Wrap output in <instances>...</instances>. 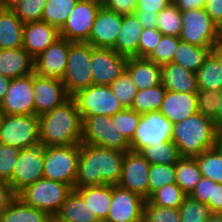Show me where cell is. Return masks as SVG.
I'll list each match as a JSON object with an SVG mask.
<instances>
[{"instance_id": "6da1fadb", "label": "cell", "mask_w": 222, "mask_h": 222, "mask_svg": "<svg viewBox=\"0 0 222 222\" xmlns=\"http://www.w3.org/2000/svg\"><path fill=\"white\" fill-rule=\"evenodd\" d=\"M124 155L123 151L81 142L74 188L118 184Z\"/></svg>"}, {"instance_id": "7a4b0ae2", "label": "cell", "mask_w": 222, "mask_h": 222, "mask_svg": "<svg viewBox=\"0 0 222 222\" xmlns=\"http://www.w3.org/2000/svg\"><path fill=\"white\" fill-rule=\"evenodd\" d=\"M38 117L39 139L45 147L82 142V119L72 97Z\"/></svg>"}, {"instance_id": "3957f363", "label": "cell", "mask_w": 222, "mask_h": 222, "mask_svg": "<svg viewBox=\"0 0 222 222\" xmlns=\"http://www.w3.org/2000/svg\"><path fill=\"white\" fill-rule=\"evenodd\" d=\"M217 129L214 121L199 112L173 124L172 142L181 157H196L216 146Z\"/></svg>"}, {"instance_id": "277c9868", "label": "cell", "mask_w": 222, "mask_h": 222, "mask_svg": "<svg viewBox=\"0 0 222 222\" xmlns=\"http://www.w3.org/2000/svg\"><path fill=\"white\" fill-rule=\"evenodd\" d=\"M94 47L87 42H70L65 74L61 81L70 97L93 84L91 56Z\"/></svg>"}, {"instance_id": "5b68a950", "label": "cell", "mask_w": 222, "mask_h": 222, "mask_svg": "<svg viewBox=\"0 0 222 222\" xmlns=\"http://www.w3.org/2000/svg\"><path fill=\"white\" fill-rule=\"evenodd\" d=\"M80 144L44 148L43 178L65 183L74 189Z\"/></svg>"}, {"instance_id": "8992f818", "label": "cell", "mask_w": 222, "mask_h": 222, "mask_svg": "<svg viewBox=\"0 0 222 222\" xmlns=\"http://www.w3.org/2000/svg\"><path fill=\"white\" fill-rule=\"evenodd\" d=\"M73 188L65 183L41 178L27 186L17 196L31 207L54 217Z\"/></svg>"}, {"instance_id": "52a82bcc", "label": "cell", "mask_w": 222, "mask_h": 222, "mask_svg": "<svg viewBox=\"0 0 222 222\" xmlns=\"http://www.w3.org/2000/svg\"><path fill=\"white\" fill-rule=\"evenodd\" d=\"M82 142L123 152L130 150V142L117 133L116 121L109 116H81Z\"/></svg>"}, {"instance_id": "ba28073f", "label": "cell", "mask_w": 222, "mask_h": 222, "mask_svg": "<svg viewBox=\"0 0 222 222\" xmlns=\"http://www.w3.org/2000/svg\"><path fill=\"white\" fill-rule=\"evenodd\" d=\"M0 143L20 150L39 144L38 115L4 114L0 125Z\"/></svg>"}, {"instance_id": "9c48e42d", "label": "cell", "mask_w": 222, "mask_h": 222, "mask_svg": "<svg viewBox=\"0 0 222 222\" xmlns=\"http://www.w3.org/2000/svg\"><path fill=\"white\" fill-rule=\"evenodd\" d=\"M181 41L200 47H213L222 39V30L204 8L182 12Z\"/></svg>"}, {"instance_id": "30bf717a", "label": "cell", "mask_w": 222, "mask_h": 222, "mask_svg": "<svg viewBox=\"0 0 222 222\" xmlns=\"http://www.w3.org/2000/svg\"><path fill=\"white\" fill-rule=\"evenodd\" d=\"M80 116L105 115L112 117L124 107L113 93L110 85H96L78 91L72 96Z\"/></svg>"}, {"instance_id": "8fae6325", "label": "cell", "mask_w": 222, "mask_h": 222, "mask_svg": "<svg viewBox=\"0 0 222 222\" xmlns=\"http://www.w3.org/2000/svg\"><path fill=\"white\" fill-rule=\"evenodd\" d=\"M173 123L159 110L141 114L140 121L130 142V150L172 141Z\"/></svg>"}, {"instance_id": "7c38bea8", "label": "cell", "mask_w": 222, "mask_h": 222, "mask_svg": "<svg viewBox=\"0 0 222 222\" xmlns=\"http://www.w3.org/2000/svg\"><path fill=\"white\" fill-rule=\"evenodd\" d=\"M44 148L41 143L21 149L9 181L14 193L18 195L27 186L43 178Z\"/></svg>"}, {"instance_id": "4fadbf2b", "label": "cell", "mask_w": 222, "mask_h": 222, "mask_svg": "<svg viewBox=\"0 0 222 222\" xmlns=\"http://www.w3.org/2000/svg\"><path fill=\"white\" fill-rule=\"evenodd\" d=\"M101 6L94 0H79L59 30L60 36L70 42H87Z\"/></svg>"}, {"instance_id": "5bb4252c", "label": "cell", "mask_w": 222, "mask_h": 222, "mask_svg": "<svg viewBox=\"0 0 222 222\" xmlns=\"http://www.w3.org/2000/svg\"><path fill=\"white\" fill-rule=\"evenodd\" d=\"M150 165L139 152L132 150L125 152L121 176L117 185L137 193L147 200L149 198Z\"/></svg>"}, {"instance_id": "9a60e30c", "label": "cell", "mask_w": 222, "mask_h": 222, "mask_svg": "<svg viewBox=\"0 0 222 222\" xmlns=\"http://www.w3.org/2000/svg\"><path fill=\"white\" fill-rule=\"evenodd\" d=\"M145 199L137 193L112 185V200L106 222H140L144 219Z\"/></svg>"}, {"instance_id": "2e32d148", "label": "cell", "mask_w": 222, "mask_h": 222, "mask_svg": "<svg viewBox=\"0 0 222 222\" xmlns=\"http://www.w3.org/2000/svg\"><path fill=\"white\" fill-rule=\"evenodd\" d=\"M128 58L111 48L92 49L91 71L93 84L111 85L126 71Z\"/></svg>"}, {"instance_id": "e0dca14e", "label": "cell", "mask_w": 222, "mask_h": 222, "mask_svg": "<svg viewBox=\"0 0 222 222\" xmlns=\"http://www.w3.org/2000/svg\"><path fill=\"white\" fill-rule=\"evenodd\" d=\"M34 114L41 115L67 101L68 95L60 79L33 73Z\"/></svg>"}, {"instance_id": "ac0fdd59", "label": "cell", "mask_w": 222, "mask_h": 222, "mask_svg": "<svg viewBox=\"0 0 222 222\" xmlns=\"http://www.w3.org/2000/svg\"><path fill=\"white\" fill-rule=\"evenodd\" d=\"M33 74L11 79L0 109L7 115L34 114Z\"/></svg>"}, {"instance_id": "d6986e66", "label": "cell", "mask_w": 222, "mask_h": 222, "mask_svg": "<svg viewBox=\"0 0 222 222\" xmlns=\"http://www.w3.org/2000/svg\"><path fill=\"white\" fill-rule=\"evenodd\" d=\"M68 51L69 41L60 36L34 59V73L61 80L65 74Z\"/></svg>"}, {"instance_id": "ffe728a7", "label": "cell", "mask_w": 222, "mask_h": 222, "mask_svg": "<svg viewBox=\"0 0 222 222\" xmlns=\"http://www.w3.org/2000/svg\"><path fill=\"white\" fill-rule=\"evenodd\" d=\"M122 26V15L101 6L87 43L96 48H113Z\"/></svg>"}, {"instance_id": "44dd1931", "label": "cell", "mask_w": 222, "mask_h": 222, "mask_svg": "<svg viewBox=\"0 0 222 222\" xmlns=\"http://www.w3.org/2000/svg\"><path fill=\"white\" fill-rule=\"evenodd\" d=\"M60 37L59 30L44 22L24 24L23 48L35 59Z\"/></svg>"}, {"instance_id": "7402d4cb", "label": "cell", "mask_w": 222, "mask_h": 222, "mask_svg": "<svg viewBox=\"0 0 222 222\" xmlns=\"http://www.w3.org/2000/svg\"><path fill=\"white\" fill-rule=\"evenodd\" d=\"M159 111L173 124L198 112L196 93L166 91Z\"/></svg>"}, {"instance_id": "603a6c76", "label": "cell", "mask_w": 222, "mask_h": 222, "mask_svg": "<svg viewBox=\"0 0 222 222\" xmlns=\"http://www.w3.org/2000/svg\"><path fill=\"white\" fill-rule=\"evenodd\" d=\"M34 73V58L23 48L0 49V75L14 79Z\"/></svg>"}, {"instance_id": "cb8c5ba5", "label": "cell", "mask_w": 222, "mask_h": 222, "mask_svg": "<svg viewBox=\"0 0 222 222\" xmlns=\"http://www.w3.org/2000/svg\"><path fill=\"white\" fill-rule=\"evenodd\" d=\"M143 29L134 13L122 15V26L112 49L127 58L138 57L139 39Z\"/></svg>"}, {"instance_id": "d4e9b609", "label": "cell", "mask_w": 222, "mask_h": 222, "mask_svg": "<svg viewBox=\"0 0 222 222\" xmlns=\"http://www.w3.org/2000/svg\"><path fill=\"white\" fill-rule=\"evenodd\" d=\"M126 71L137 90L153 88L161 84V66L147 58H128Z\"/></svg>"}, {"instance_id": "484cf974", "label": "cell", "mask_w": 222, "mask_h": 222, "mask_svg": "<svg viewBox=\"0 0 222 222\" xmlns=\"http://www.w3.org/2000/svg\"><path fill=\"white\" fill-rule=\"evenodd\" d=\"M161 84L167 91L196 93V74L176 63L161 66Z\"/></svg>"}, {"instance_id": "4316f807", "label": "cell", "mask_w": 222, "mask_h": 222, "mask_svg": "<svg viewBox=\"0 0 222 222\" xmlns=\"http://www.w3.org/2000/svg\"><path fill=\"white\" fill-rule=\"evenodd\" d=\"M24 23L12 9L0 8V49L23 47Z\"/></svg>"}, {"instance_id": "83f0119b", "label": "cell", "mask_w": 222, "mask_h": 222, "mask_svg": "<svg viewBox=\"0 0 222 222\" xmlns=\"http://www.w3.org/2000/svg\"><path fill=\"white\" fill-rule=\"evenodd\" d=\"M87 203L91 213L97 219L106 220L112 200V185L102 184L84 188H74Z\"/></svg>"}, {"instance_id": "f1b7e54d", "label": "cell", "mask_w": 222, "mask_h": 222, "mask_svg": "<svg viewBox=\"0 0 222 222\" xmlns=\"http://www.w3.org/2000/svg\"><path fill=\"white\" fill-rule=\"evenodd\" d=\"M50 219L48 213L29 206L18 196L0 213V222H49Z\"/></svg>"}, {"instance_id": "f546056e", "label": "cell", "mask_w": 222, "mask_h": 222, "mask_svg": "<svg viewBox=\"0 0 222 222\" xmlns=\"http://www.w3.org/2000/svg\"><path fill=\"white\" fill-rule=\"evenodd\" d=\"M54 217L60 222H93L97 219L82 196L74 189Z\"/></svg>"}, {"instance_id": "4dcf8cb0", "label": "cell", "mask_w": 222, "mask_h": 222, "mask_svg": "<svg viewBox=\"0 0 222 222\" xmlns=\"http://www.w3.org/2000/svg\"><path fill=\"white\" fill-rule=\"evenodd\" d=\"M213 47H200L179 41L171 63H176L183 68L196 73L202 66L205 58Z\"/></svg>"}, {"instance_id": "1f68e13d", "label": "cell", "mask_w": 222, "mask_h": 222, "mask_svg": "<svg viewBox=\"0 0 222 222\" xmlns=\"http://www.w3.org/2000/svg\"><path fill=\"white\" fill-rule=\"evenodd\" d=\"M198 89L219 92L222 90V67L218 58L210 52L195 73Z\"/></svg>"}, {"instance_id": "d6a6232c", "label": "cell", "mask_w": 222, "mask_h": 222, "mask_svg": "<svg viewBox=\"0 0 222 222\" xmlns=\"http://www.w3.org/2000/svg\"><path fill=\"white\" fill-rule=\"evenodd\" d=\"M175 177L176 184L189 195L203 177L195 157H181L175 164Z\"/></svg>"}, {"instance_id": "836d02e7", "label": "cell", "mask_w": 222, "mask_h": 222, "mask_svg": "<svg viewBox=\"0 0 222 222\" xmlns=\"http://www.w3.org/2000/svg\"><path fill=\"white\" fill-rule=\"evenodd\" d=\"M138 152L151 165H172L176 164L181 158L178 147L172 141L142 147Z\"/></svg>"}, {"instance_id": "e575fe53", "label": "cell", "mask_w": 222, "mask_h": 222, "mask_svg": "<svg viewBox=\"0 0 222 222\" xmlns=\"http://www.w3.org/2000/svg\"><path fill=\"white\" fill-rule=\"evenodd\" d=\"M78 1L79 0H48L42 13L41 21L60 30Z\"/></svg>"}, {"instance_id": "d590c367", "label": "cell", "mask_w": 222, "mask_h": 222, "mask_svg": "<svg viewBox=\"0 0 222 222\" xmlns=\"http://www.w3.org/2000/svg\"><path fill=\"white\" fill-rule=\"evenodd\" d=\"M166 91L167 90L162 84H159L153 88L137 90L131 105V109L135 110L139 114L159 110Z\"/></svg>"}, {"instance_id": "8d00e7d4", "label": "cell", "mask_w": 222, "mask_h": 222, "mask_svg": "<svg viewBox=\"0 0 222 222\" xmlns=\"http://www.w3.org/2000/svg\"><path fill=\"white\" fill-rule=\"evenodd\" d=\"M203 177L222 184V151L213 147L195 157Z\"/></svg>"}, {"instance_id": "74e56055", "label": "cell", "mask_w": 222, "mask_h": 222, "mask_svg": "<svg viewBox=\"0 0 222 222\" xmlns=\"http://www.w3.org/2000/svg\"><path fill=\"white\" fill-rule=\"evenodd\" d=\"M186 196L176 183H172L154 191L148 200L159 207L179 209Z\"/></svg>"}, {"instance_id": "f35d334b", "label": "cell", "mask_w": 222, "mask_h": 222, "mask_svg": "<svg viewBox=\"0 0 222 222\" xmlns=\"http://www.w3.org/2000/svg\"><path fill=\"white\" fill-rule=\"evenodd\" d=\"M182 23V12L173 3H170L158 13L156 28L162 35L179 37L182 30Z\"/></svg>"}, {"instance_id": "ab89813d", "label": "cell", "mask_w": 222, "mask_h": 222, "mask_svg": "<svg viewBox=\"0 0 222 222\" xmlns=\"http://www.w3.org/2000/svg\"><path fill=\"white\" fill-rule=\"evenodd\" d=\"M181 222H205L212 214L209 206L187 195L179 207Z\"/></svg>"}, {"instance_id": "60d3db41", "label": "cell", "mask_w": 222, "mask_h": 222, "mask_svg": "<svg viewBox=\"0 0 222 222\" xmlns=\"http://www.w3.org/2000/svg\"><path fill=\"white\" fill-rule=\"evenodd\" d=\"M149 197L157 189L167 184L176 183L175 164H152L148 174Z\"/></svg>"}, {"instance_id": "b9f144b4", "label": "cell", "mask_w": 222, "mask_h": 222, "mask_svg": "<svg viewBox=\"0 0 222 222\" xmlns=\"http://www.w3.org/2000/svg\"><path fill=\"white\" fill-rule=\"evenodd\" d=\"M180 40L181 39L176 36L162 35V38L147 59L159 66L171 63Z\"/></svg>"}, {"instance_id": "7bdbcfd3", "label": "cell", "mask_w": 222, "mask_h": 222, "mask_svg": "<svg viewBox=\"0 0 222 222\" xmlns=\"http://www.w3.org/2000/svg\"><path fill=\"white\" fill-rule=\"evenodd\" d=\"M110 87L123 107L131 108L137 88L127 71L123 72Z\"/></svg>"}, {"instance_id": "ee69618b", "label": "cell", "mask_w": 222, "mask_h": 222, "mask_svg": "<svg viewBox=\"0 0 222 222\" xmlns=\"http://www.w3.org/2000/svg\"><path fill=\"white\" fill-rule=\"evenodd\" d=\"M111 118L113 121H116V132L121 133L128 141H130L138 126L141 114L131 108H124L121 112L116 113Z\"/></svg>"}, {"instance_id": "f6af8a7d", "label": "cell", "mask_w": 222, "mask_h": 222, "mask_svg": "<svg viewBox=\"0 0 222 222\" xmlns=\"http://www.w3.org/2000/svg\"><path fill=\"white\" fill-rule=\"evenodd\" d=\"M48 0H21L12 10L25 24L41 21V16Z\"/></svg>"}, {"instance_id": "bcb514c9", "label": "cell", "mask_w": 222, "mask_h": 222, "mask_svg": "<svg viewBox=\"0 0 222 222\" xmlns=\"http://www.w3.org/2000/svg\"><path fill=\"white\" fill-rule=\"evenodd\" d=\"M196 96L198 112L204 117L215 121L219 108L220 91L215 92L211 90L198 89Z\"/></svg>"}, {"instance_id": "7dc6e473", "label": "cell", "mask_w": 222, "mask_h": 222, "mask_svg": "<svg viewBox=\"0 0 222 222\" xmlns=\"http://www.w3.org/2000/svg\"><path fill=\"white\" fill-rule=\"evenodd\" d=\"M144 220L147 222H181L179 209L159 207L148 199L144 204Z\"/></svg>"}, {"instance_id": "c3c4849f", "label": "cell", "mask_w": 222, "mask_h": 222, "mask_svg": "<svg viewBox=\"0 0 222 222\" xmlns=\"http://www.w3.org/2000/svg\"><path fill=\"white\" fill-rule=\"evenodd\" d=\"M20 149L0 143V179L9 182L15 164L18 160Z\"/></svg>"}, {"instance_id": "681fc988", "label": "cell", "mask_w": 222, "mask_h": 222, "mask_svg": "<svg viewBox=\"0 0 222 222\" xmlns=\"http://www.w3.org/2000/svg\"><path fill=\"white\" fill-rule=\"evenodd\" d=\"M161 38L162 34L157 30V28L143 29L139 39L138 58H147L155 49Z\"/></svg>"}, {"instance_id": "f907efd6", "label": "cell", "mask_w": 222, "mask_h": 222, "mask_svg": "<svg viewBox=\"0 0 222 222\" xmlns=\"http://www.w3.org/2000/svg\"><path fill=\"white\" fill-rule=\"evenodd\" d=\"M213 183V180L202 177V179L196 184V187L191 191L189 196L193 199H196L200 203L207 204L209 199L212 198Z\"/></svg>"}, {"instance_id": "816d5d0a", "label": "cell", "mask_w": 222, "mask_h": 222, "mask_svg": "<svg viewBox=\"0 0 222 222\" xmlns=\"http://www.w3.org/2000/svg\"><path fill=\"white\" fill-rule=\"evenodd\" d=\"M170 3H172V0H137L135 11L158 14Z\"/></svg>"}, {"instance_id": "f5cc1de1", "label": "cell", "mask_w": 222, "mask_h": 222, "mask_svg": "<svg viewBox=\"0 0 222 222\" xmlns=\"http://www.w3.org/2000/svg\"><path fill=\"white\" fill-rule=\"evenodd\" d=\"M136 2L137 0H108L104 6L120 15H128L135 12Z\"/></svg>"}, {"instance_id": "db71d44e", "label": "cell", "mask_w": 222, "mask_h": 222, "mask_svg": "<svg viewBox=\"0 0 222 222\" xmlns=\"http://www.w3.org/2000/svg\"><path fill=\"white\" fill-rule=\"evenodd\" d=\"M204 10L211 20L222 30V0H207Z\"/></svg>"}, {"instance_id": "11a10c76", "label": "cell", "mask_w": 222, "mask_h": 222, "mask_svg": "<svg viewBox=\"0 0 222 222\" xmlns=\"http://www.w3.org/2000/svg\"><path fill=\"white\" fill-rule=\"evenodd\" d=\"M16 196L9 182L0 179V213L9 206Z\"/></svg>"}, {"instance_id": "9f6ffc18", "label": "cell", "mask_w": 222, "mask_h": 222, "mask_svg": "<svg viewBox=\"0 0 222 222\" xmlns=\"http://www.w3.org/2000/svg\"><path fill=\"white\" fill-rule=\"evenodd\" d=\"M212 213H222V184L213 183L212 198L207 203Z\"/></svg>"}, {"instance_id": "6f0895ef", "label": "cell", "mask_w": 222, "mask_h": 222, "mask_svg": "<svg viewBox=\"0 0 222 222\" xmlns=\"http://www.w3.org/2000/svg\"><path fill=\"white\" fill-rule=\"evenodd\" d=\"M206 2L207 0H172L180 12L204 8Z\"/></svg>"}, {"instance_id": "680465c9", "label": "cell", "mask_w": 222, "mask_h": 222, "mask_svg": "<svg viewBox=\"0 0 222 222\" xmlns=\"http://www.w3.org/2000/svg\"><path fill=\"white\" fill-rule=\"evenodd\" d=\"M138 21L144 29H153L157 27L158 14L156 13H143L142 11H135Z\"/></svg>"}, {"instance_id": "91938a15", "label": "cell", "mask_w": 222, "mask_h": 222, "mask_svg": "<svg viewBox=\"0 0 222 222\" xmlns=\"http://www.w3.org/2000/svg\"><path fill=\"white\" fill-rule=\"evenodd\" d=\"M10 84H11L10 78L0 75V102L6 96V93L9 90Z\"/></svg>"}, {"instance_id": "94428289", "label": "cell", "mask_w": 222, "mask_h": 222, "mask_svg": "<svg viewBox=\"0 0 222 222\" xmlns=\"http://www.w3.org/2000/svg\"><path fill=\"white\" fill-rule=\"evenodd\" d=\"M216 129L222 127V90L220 91V98H219V108L217 111L216 119L214 121Z\"/></svg>"}, {"instance_id": "6125c7cd", "label": "cell", "mask_w": 222, "mask_h": 222, "mask_svg": "<svg viewBox=\"0 0 222 222\" xmlns=\"http://www.w3.org/2000/svg\"><path fill=\"white\" fill-rule=\"evenodd\" d=\"M211 52L218 58L222 67V39L213 46Z\"/></svg>"}, {"instance_id": "be15d7a7", "label": "cell", "mask_w": 222, "mask_h": 222, "mask_svg": "<svg viewBox=\"0 0 222 222\" xmlns=\"http://www.w3.org/2000/svg\"><path fill=\"white\" fill-rule=\"evenodd\" d=\"M21 0H0V8L12 9L15 7Z\"/></svg>"}, {"instance_id": "e7e4bbea", "label": "cell", "mask_w": 222, "mask_h": 222, "mask_svg": "<svg viewBox=\"0 0 222 222\" xmlns=\"http://www.w3.org/2000/svg\"><path fill=\"white\" fill-rule=\"evenodd\" d=\"M205 222H222V213H212Z\"/></svg>"}, {"instance_id": "03108f58", "label": "cell", "mask_w": 222, "mask_h": 222, "mask_svg": "<svg viewBox=\"0 0 222 222\" xmlns=\"http://www.w3.org/2000/svg\"><path fill=\"white\" fill-rule=\"evenodd\" d=\"M216 146L222 151V127L217 129Z\"/></svg>"}, {"instance_id": "003e7915", "label": "cell", "mask_w": 222, "mask_h": 222, "mask_svg": "<svg viewBox=\"0 0 222 222\" xmlns=\"http://www.w3.org/2000/svg\"><path fill=\"white\" fill-rule=\"evenodd\" d=\"M94 1L104 6L108 0H94Z\"/></svg>"}, {"instance_id": "a7ac6f4b", "label": "cell", "mask_w": 222, "mask_h": 222, "mask_svg": "<svg viewBox=\"0 0 222 222\" xmlns=\"http://www.w3.org/2000/svg\"><path fill=\"white\" fill-rule=\"evenodd\" d=\"M49 222H60V221L57 220L55 217H51V219L49 220Z\"/></svg>"}, {"instance_id": "89a4df30", "label": "cell", "mask_w": 222, "mask_h": 222, "mask_svg": "<svg viewBox=\"0 0 222 222\" xmlns=\"http://www.w3.org/2000/svg\"><path fill=\"white\" fill-rule=\"evenodd\" d=\"M3 115H4V113H3L2 110L0 109V125H1V121H2Z\"/></svg>"}, {"instance_id": "2644e50d", "label": "cell", "mask_w": 222, "mask_h": 222, "mask_svg": "<svg viewBox=\"0 0 222 222\" xmlns=\"http://www.w3.org/2000/svg\"><path fill=\"white\" fill-rule=\"evenodd\" d=\"M93 222H106L105 220H101V219H96L95 221Z\"/></svg>"}]
</instances>
